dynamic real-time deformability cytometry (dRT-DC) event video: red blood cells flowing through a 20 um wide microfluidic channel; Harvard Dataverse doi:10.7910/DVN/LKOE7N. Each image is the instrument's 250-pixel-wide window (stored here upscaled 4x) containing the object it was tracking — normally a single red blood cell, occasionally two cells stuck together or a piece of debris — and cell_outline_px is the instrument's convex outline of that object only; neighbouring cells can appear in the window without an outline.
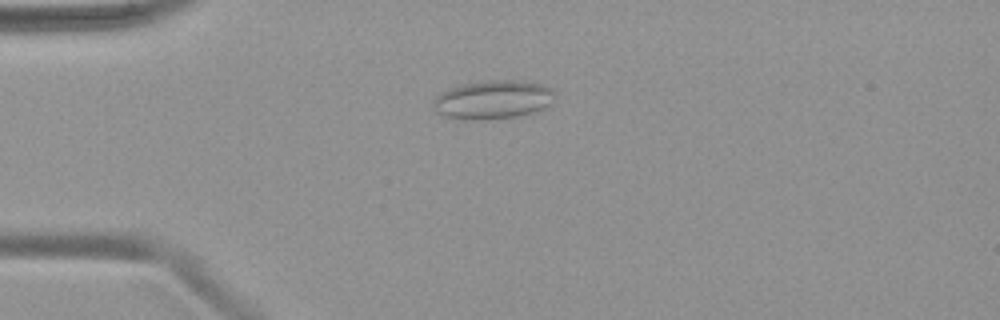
{"species": "common noctule bat (a hibernating species)", "species_latin": "Nyctalus noctula", "temperature_condition": "warm", "stored_images_in_passage": 50, "camera_frame_rate_fps": 3000, "um_per_image_px": 0.085, "animal": {"sex": "female", "body_mass_g": 19.9}, "frame": {"image": 1, "passage_image": 13, "time_ms": 4.0, "image_size_px": [1000, 320], "cell_outline_px": [[556, 96], [552, 104], [536, 112], [516, 116], [488, 120], [460, 120], [444, 116], [436, 112], [432, 108], [432, 100], [440, 92], [448, 88], [464, 84], [488, 80], [524, 80], [544, 84], [552, 88]], "centroid_in_image_um": [41.91, 8.48], "position_along_channel_um": 43.1, "area_um2": 28.21}}
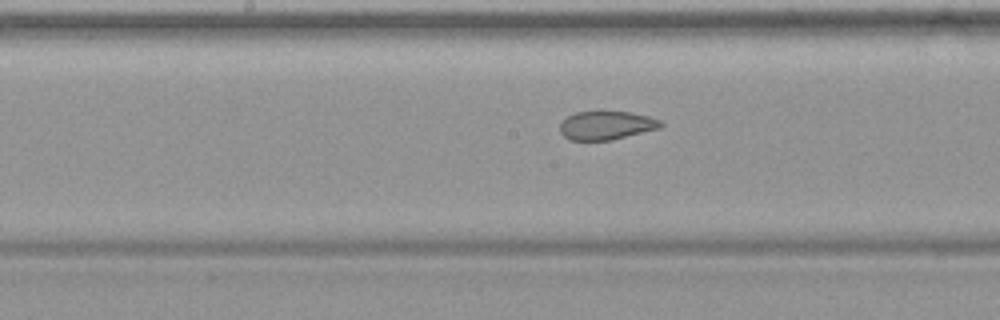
{"frame": {"image": 2, "passage_image": 26, "time_ms": 8.333, "image_size_px": [1000, 320], "cell_outline_px": [[664, 124], [660, 128], [612, 140], [568, 140], [560, 132], [560, 124], [568, 116], [576, 112], [596, 108], [604, 108], [628, 112], [648, 116], [660, 120]], "centroid_in_image_um": [51.52, 10.6], "position_along_channel_um": 196.7, "area_um2": 17.51}}
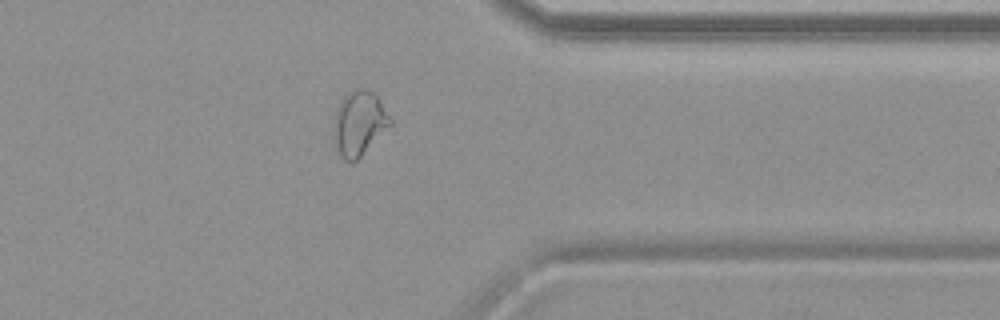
{"frame": {"image": 3, "passage_image": 40, "time_ms": 13.0, "image_size_px": [1000, 320], "cell_outline_px": [[392, 124], [356, 160], [344, 160], [340, 156], [332, 124], [336, 108], [344, 96], [348, 92], [356, 88], [364, 88], [376, 92], [392, 120]], "centroid_in_image_um": [30.54, 10.41], "position_along_channel_um": 380.9, "area_um2": 21.15}}